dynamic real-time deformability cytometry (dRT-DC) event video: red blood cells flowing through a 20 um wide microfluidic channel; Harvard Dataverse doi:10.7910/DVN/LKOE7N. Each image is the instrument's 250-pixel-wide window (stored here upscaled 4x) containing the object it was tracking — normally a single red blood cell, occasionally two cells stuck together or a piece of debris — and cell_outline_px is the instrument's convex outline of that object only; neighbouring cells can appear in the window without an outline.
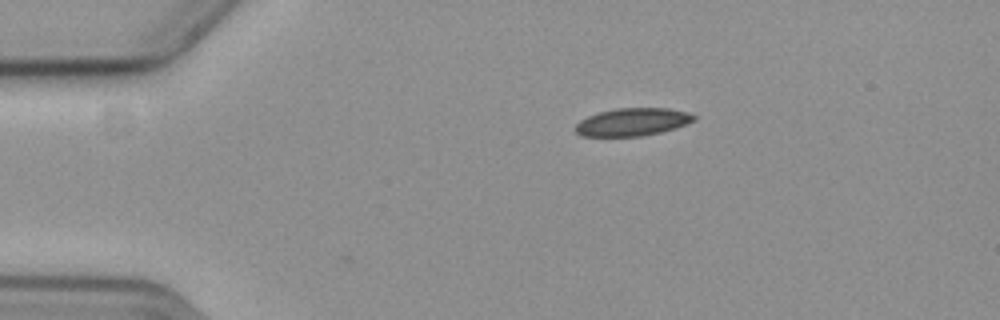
{"species": "common noctule bat (a hibernating species)", "species_latin": "Nyctalus noctula", "temperature_condition": "cold", "stored_images_in_passage": 2, "camera_frame_rate_fps": 3000, "um_per_image_px": 0.085, "animal": {"sex": "female", "body_mass_g": 19.3, "forearm_length_mm": 54.1}, "frame": {"image": 1, "passage_image": 1, "time_ms": 0.0, "image_size_px": [1000, 320], "cell_outline_px": [[696, 120], [676, 128], [660, 132], [640, 136], [580, 136], [572, 128], [580, 120], [588, 116], [600, 112], [616, 108], [668, 108], [688, 112], [696, 116]], "centroid_in_image_um": [53.75, 10.37], "position_along_channel_um": 31.2, "area_um2": 19.25}}